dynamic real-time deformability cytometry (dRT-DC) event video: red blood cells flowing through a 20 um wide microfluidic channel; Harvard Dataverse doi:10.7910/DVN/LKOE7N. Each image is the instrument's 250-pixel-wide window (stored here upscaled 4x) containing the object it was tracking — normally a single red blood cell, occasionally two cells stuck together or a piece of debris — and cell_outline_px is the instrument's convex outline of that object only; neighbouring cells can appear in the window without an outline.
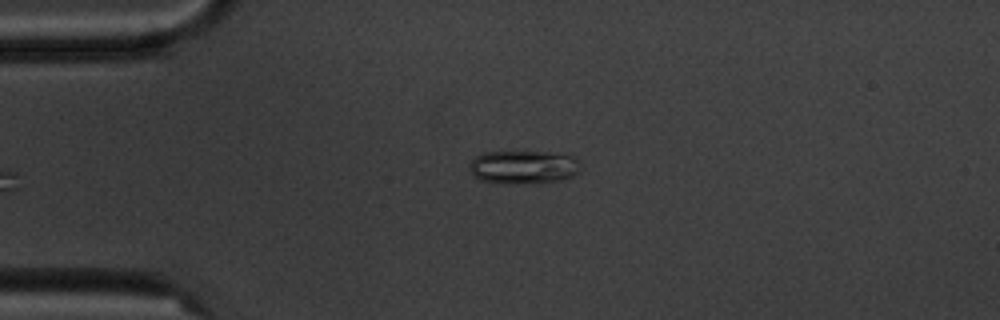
{"species": "common noctule bat (a hibernating species)", "species_latin": "Nyctalus noctula", "temperature_condition": "cold", "stored_images_in_passage": 5, "camera_frame_rate_fps": 3000, "um_per_image_px": 0.085, "animal": {"sex": "male", "body_mass_g": 20.1, "forearm_length_mm": 53.5}, "frame": {"image": 1, "passage_image": 5, "time_ms": 5.667, "image_size_px": [1000, 320], "cell_outline_px": [[580, 160], [576, 172], [572, 176], [560, 180], [540, 184], [500, 184], [480, 180], [472, 176], [468, 168], [468, 164], [476, 156], [484, 152], [548, 152], [576, 156]], "centroid_in_image_um": [44.45, 14.22], "position_along_channel_um": 40.6, "area_um2": 22.14}}